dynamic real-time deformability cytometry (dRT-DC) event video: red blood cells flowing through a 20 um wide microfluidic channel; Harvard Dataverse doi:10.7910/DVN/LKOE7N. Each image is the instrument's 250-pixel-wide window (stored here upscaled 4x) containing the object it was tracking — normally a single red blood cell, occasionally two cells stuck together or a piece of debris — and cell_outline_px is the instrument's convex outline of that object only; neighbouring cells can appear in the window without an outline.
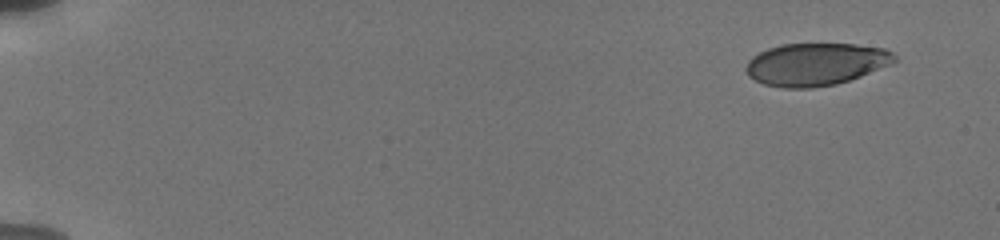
{"species": "human", "species_latin": "Homo sapiens", "temperature_condition": "cold", "stored_images_in_passage": 12, "camera_frame_rate_fps": 3000, "um_per_image_px": 0.085, "donor": {"sex": "male"}, "frame": {"image": 1, "passage_image": 1, "time_ms": 0.0, "image_size_px": [1000, 240], "cell_outline_px": [[896, 60], [888, 64], [860, 76], [836, 84], [812, 88], [784, 88], [764, 84], [748, 76], [744, 68], [748, 60], [752, 56], [768, 48], [780, 44], [856, 44], [884, 48], [892, 52], [896, 56]], "centroid_in_image_um": [69.29, 5.45], "position_along_channel_um": 15.7, "area_um2": 36.65}}
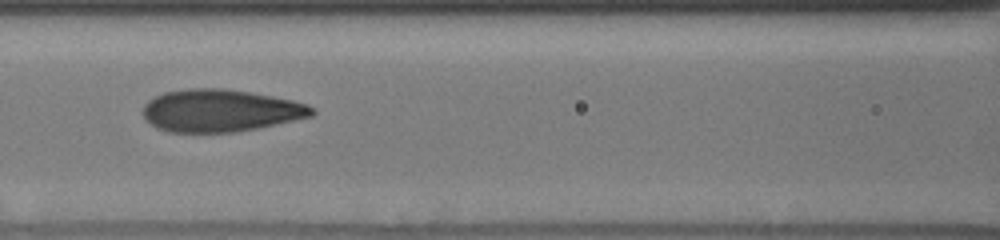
{"frame": {"image": 2, "passage_image": 10, "time_ms": 7.667, "image_size_px": [1000, 240], "cell_outline_px": [[316, 112], [312, 116], [256, 128], [232, 132], [168, 132], [156, 128], [144, 116], [144, 104], [148, 100], [164, 92], [188, 88], [224, 88], [272, 96], [292, 100], [308, 104], [316, 108]], "centroid_in_image_um": [18.74, 9.39], "position_along_channel_um": 147.9, "area_um2": 41.56}}
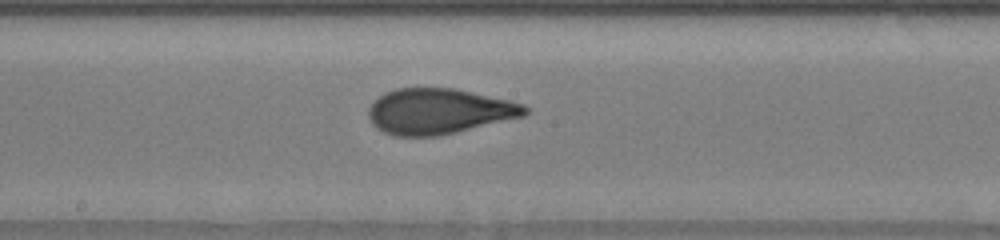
{"frame": {"image": 3, "passage_image": 12, "time_ms": 9.333, "image_size_px": [1000, 240], "cell_outline_px": [[528, 112], [524, 116], [456, 132], [436, 136], [396, 136], [384, 132], [372, 124], [368, 116], [368, 108], [384, 92], [396, 88], [452, 88], [508, 100], [524, 104], [528, 108]], "centroid_in_image_um": [37.29, 9.46], "position_along_channel_um": 210.9, "area_um2": 41.21}}